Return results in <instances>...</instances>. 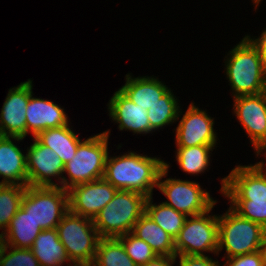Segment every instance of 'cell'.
I'll use <instances>...</instances> for the list:
<instances>
[{
    "instance_id": "1",
    "label": "cell",
    "mask_w": 266,
    "mask_h": 266,
    "mask_svg": "<svg viewBox=\"0 0 266 266\" xmlns=\"http://www.w3.org/2000/svg\"><path fill=\"white\" fill-rule=\"evenodd\" d=\"M164 167L165 162L159 158L129 152L118 157L108 156L103 178L117 190L135 191L150 197Z\"/></svg>"
},
{
    "instance_id": "2",
    "label": "cell",
    "mask_w": 266,
    "mask_h": 266,
    "mask_svg": "<svg viewBox=\"0 0 266 266\" xmlns=\"http://www.w3.org/2000/svg\"><path fill=\"white\" fill-rule=\"evenodd\" d=\"M147 197L139 192L117 190L112 200L93 219L101 238H117L132 232L145 213Z\"/></svg>"
},
{
    "instance_id": "3",
    "label": "cell",
    "mask_w": 266,
    "mask_h": 266,
    "mask_svg": "<svg viewBox=\"0 0 266 266\" xmlns=\"http://www.w3.org/2000/svg\"><path fill=\"white\" fill-rule=\"evenodd\" d=\"M228 55L230 57L225 61L226 75L234 91V97L263 93L266 74L259 52L253 43L245 36Z\"/></svg>"
},
{
    "instance_id": "4",
    "label": "cell",
    "mask_w": 266,
    "mask_h": 266,
    "mask_svg": "<svg viewBox=\"0 0 266 266\" xmlns=\"http://www.w3.org/2000/svg\"><path fill=\"white\" fill-rule=\"evenodd\" d=\"M110 131L94 135L82 141L76 153L64 166L66 177L62 178V188L69 190L81 183H87L103 178L108 153V138ZM70 182V183H69Z\"/></svg>"
},
{
    "instance_id": "5",
    "label": "cell",
    "mask_w": 266,
    "mask_h": 266,
    "mask_svg": "<svg viewBox=\"0 0 266 266\" xmlns=\"http://www.w3.org/2000/svg\"><path fill=\"white\" fill-rule=\"evenodd\" d=\"M265 235L266 229L240 217L230 207L218 216V254L225 248L227 259L261 250Z\"/></svg>"
},
{
    "instance_id": "6",
    "label": "cell",
    "mask_w": 266,
    "mask_h": 266,
    "mask_svg": "<svg viewBox=\"0 0 266 266\" xmlns=\"http://www.w3.org/2000/svg\"><path fill=\"white\" fill-rule=\"evenodd\" d=\"M56 229L72 264L92 265L101 239L93 220L68 211Z\"/></svg>"
},
{
    "instance_id": "7",
    "label": "cell",
    "mask_w": 266,
    "mask_h": 266,
    "mask_svg": "<svg viewBox=\"0 0 266 266\" xmlns=\"http://www.w3.org/2000/svg\"><path fill=\"white\" fill-rule=\"evenodd\" d=\"M21 207L42 230L57 228L69 211L68 190L60 186H26Z\"/></svg>"
},
{
    "instance_id": "8",
    "label": "cell",
    "mask_w": 266,
    "mask_h": 266,
    "mask_svg": "<svg viewBox=\"0 0 266 266\" xmlns=\"http://www.w3.org/2000/svg\"><path fill=\"white\" fill-rule=\"evenodd\" d=\"M213 207L199 215L186 218L183 228L174 239L176 257L182 255L218 254V216L209 215Z\"/></svg>"
},
{
    "instance_id": "9",
    "label": "cell",
    "mask_w": 266,
    "mask_h": 266,
    "mask_svg": "<svg viewBox=\"0 0 266 266\" xmlns=\"http://www.w3.org/2000/svg\"><path fill=\"white\" fill-rule=\"evenodd\" d=\"M169 164L165 162L162 169L157 188L167 197L168 201L164 204L174 208L176 211L184 213L186 216L202 214L210 210L217 203L208 192H205L194 181L166 178L161 181L168 173Z\"/></svg>"
},
{
    "instance_id": "10",
    "label": "cell",
    "mask_w": 266,
    "mask_h": 266,
    "mask_svg": "<svg viewBox=\"0 0 266 266\" xmlns=\"http://www.w3.org/2000/svg\"><path fill=\"white\" fill-rule=\"evenodd\" d=\"M263 167L262 161L250 166H236L222 178L221 193L230 200L266 202V168Z\"/></svg>"
},
{
    "instance_id": "11",
    "label": "cell",
    "mask_w": 266,
    "mask_h": 266,
    "mask_svg": "<svg viewBox=\"0 0 266 266\" xmlns=\"http://www.w3.org/2000/svg\"><path fill=\"white\" fill-rule=\"evenodd\" d=\"M116 191L104 178L74 185L68 190L69 211L93 220Z\"/></svg>"
},
{
    "instance_id": "12",
    "label": "cell",
    "mask_w": 266,
    "mask_h": 266,
    "mask_svg": "<svg viewBox=\"0 0 266 266\" xmlns=\"http://www.w3.org/2000/svg\"><path fill=\"white\" fill-rule=\"evenodd\" d=\"M26 161L29 186H59L51 179L58 176L62 187L63 161L55 151L41 144L35 137L34 143L27 149Z\"/></svg>"
},
{
    "instance_id": "13",
    "label": "cell",
    "mask_w": 266,
    "mask_h": 266,
    "mask_svg": "<svg viewBox=\"0 0 266 266\" xmlns=\"http://www.w3.org/2000/svg\"><path fill=\"white\" fill-rule=\"evenodd\" d=\"M213 118L191 103L176 127V146L216 145Z\"/></svg>"
},
{
    "instance_id": "14",
    "label": "cell",
    "mask_w": 266,
    "mask_h": 266,
    "mask_svg": "<svg viewBox=\"0 0 266 266\" xmlns=\"http://www.w3.org/2000/svg\"><path fill=\"white\" fill-rule=\"evenodd\" d=\"M30 99V79L11 88L0 113V136H27L26 108Z\"/></svg>"
},
{
    "instance_id": "15",
    "label": "cell",
    "mask_w": 266,
    "mask_h": 266,
    "mask_svg": "<svg viewBox=\"0 0 266 266\" xmlns=\"http://www.w3.org/2000/svg\"><path fill=\"white\" fill-rule=\"evenodd\" d=\"M233 107L256 150L266 139V95L263 92L234 97Z\"/></svg>"
},
{
    "instance_id": "16",
    "label": "cell",
    "mask_w": 266,
    "mask_h": 266,
    "mask_svg": "<svg viewBox=\"0 0 266 266\" xmlns=\"http://www.w3.org/2000/svg\"><path fill=\"white\" fill-rule=\"evenodd\" d=\"M32 81L30 80V99L26 108L27 134L36 137L40 132L68 125V118L63 108L56 103L32 97Z\"/></svg>"
},
{
    "instance_id": "17",
    "label": "cell",
    "mask_w": 266,
    "mask_h": 266,
    "mask_svg": "<svg viewBox=\"0 0 266 266\" xmlns=\"http://www.w3.org/2000/svg\"><path fill=\"white\" fill-rule=\"evenodd\" d=\"M109 116L119 123V130H130L133 133H150L147 109L132 102L120 90L116 91L108 104Z\"/></svg>"
},
{
    "instance_id": "18",
    "label": "cell",
    "mask_w": 266,
    "mask_h": 266,
    "mask_svg": "<svg viewBox=\"0 0 266 266\" xmlns=\"http://www.w3.org/2000/svg\"><path fill=\"white\" fill-rule=\"evenodd\" d=\"M20 141L22 137L0 136V184L28 185L27 161L20 148L12 140Z\"/></svg>"
},
{
    "instance_id": "19",
    "label": "cell",
    "mask_w": 266,
    "mask_h": 266,
    "mask_svg": "<svg viewBox=\"0 0 266 266\" xmlns=\"http://www.w3.org/2000/svg\"><path fill=\"white\" fill-rule=\"evenodd\" d=\"M132 102L144 109H150L170 89L154 77L132 78L126 75V83L119 89Z\"/></svg>"
},
{
    "instance_id": "20",
    "label": "cell",
    "mask_w": 266,
    "mask_h": 266,
    "mask_svg": "<svg viewBox=\"0 0 266 266\" xmlns=\"http://www.w3.org/2000/svg\"><path fill=\"white\" fill-rule=\"evenodd\" d=\"M42 228L21 206L0 237L9 247L31 248Z\"/></svg>"
},
{
    "instance_id": "21",
    "label": "cell",
    "mask_w": 266,
    "mask_h": 266,
    "mask_svg": "<svg viewBox=\"0 0 266 266\" xmlns=\"http://www.w3.org/2000/svg\"><path fill=\"white\" fill-rule=\"evenodd\" d=\"M131 233L145 241L158 256H176L174 239L146 212L135 223Z\"/></svg>"
},
{
    "instance_id": "22",
    "label": "cell",
    "mask_w": 266,
    "mask_h": 266,
    "mask_svg": "<svg viewBox=\"0 0 266 266\" xmlns=\"http://www.w3.org/2000/svg\"><path fill=\"white\" fill-rule=\"evenodd\" d=\"M30 249L40 266H62L66 261L71 264L56 228L42 230Z\"/></svg>"
},
{
    "instance_id": "23",
    "label": "cell",
    "mask_w": 266,
    "mask_h": 266,
    "mask_svg": "<svg viewBox=\"0 0 266 266\" xmlns=\"http://www.w3.org/2000/svg\"><path fill=\"white\" fill-rule=\"evenodd\" d=\"M35 138L55 151L64 165L73 159L78 145L82 142L69 125L46 129Z\"/></svg>"
},
{
    "instance_id": "24",
    "label": "cell",
    "mask_w": 266,
    "mask_h": 266,
    "mask_svg": "<svg viewBox=\"0 0 266 266\" xmlns=\"http://www.w3.org/2000/svg\"><path fill=\"white\" fill-rule=\"evenodd\" d=\"M152 196L147 197L145 203V212L153 219L158 226L167 232L173 239L177 237L187 216L184 213L176 211L174 208L164 204H152Z\"/></svg>"
},
{
    "instance_id": "25",
    "label": "cell",
    "mask_w": 266,
    "mask_h": 266,
    "mask_svg": "<svg viewBox=\"0 0 266 266\" xmlns=\"http://www.w3.org/2000/svg\"><path fill=\"white\" fill-rule=\"evenodd\" d=\"M92 266H137L118 238H101Z\"/></svg>"
},
{
    "instance_id": "26",
    "label": "cell",
    "mask_w": 266,
    "mask_h": 266,
    "mask_svg": "<svg viewBox=\"0 0 266 266\" xmlns=\"http://www.w3.org/2000/svg\"><path fill=\"white\" fill-rule=\"evenodd\" d=\"M215 145H199L191 147H177L176 160L180 168L190 174L204 172L210 165V151Z\"/></svg>"
},
{
    "instance_id": "27",
    "label": "cell",
    "mask_w": 266,
    "mask_h": 266,
    "mask_svg": "<svg viewBox=\"0 0 266 266\" xmlns=\"http://www.w3.org/2000/svg\"><path fill=\"white\" fill-rule=\"evenodd\" d=\"M174 94L169 90L157 103L147 110L150 132L179 119L180 107Z\"/></svg>"
},
{
    "instance_id": "28",
    "label": "cell",
    "mask_w": 266,
    "mask_h": 266,
    "mask_svg": "<svg viewBox=\"0 0 266 266\" xmlns=\"http://www.w3.org/2000/svg\"><path fill=\"white\" fill-rule=\"evenodd\" d=\"M24 185L0 184V229H7L21 206L25 193Z\"/></svg>"
},
{
    "instance_id": "29",
    "label": "cell",
    "mask_w": 266,
    "mask_h": 266,
    "mask_svg": "<svg viewBox=\"0 0 266 266\" xmlns=\"http://www.w3.org/2000/svg\"><path fill=\"white\" fill-rule=\"evenodd\" d=\"M117 238L123 244L126 254L137 266L146 264L158 256L145 241L137 238L131 232Z\"/></svg>"
},
{
    "instance_id": "30",
    "label": "cell",
    "mask_w": 266,
    "mask_h": 266,
    "mask_svg": "<svg viewBox=\"0 0 266 266\" xmlns=\"http://www.w3.org/2000/svg\"><path fill=\"white\" fill-rule=\"evenodd\" d=\"M230 208L240 217L251 220L266 229V202L230 200Z\"/></svg>"
},
{
    "instance_id": "31",
    "label": "cell",
    "mask_w": 266,
    "mask_h": 266,
    "mask_svg": "<svg viewBox=\"0 0 266 266\" xmlns=\"http://www.w3.org/2000/svg\"><path fill=\"white\" fill-rule=\"evenodd\" d=\"M8 248L10 247L6 245L0 266H40L30 248L11 247V252L5 255Z\"/></svg>"
},
{
    "instance_id": "32",
    "label": "cell",
    "mask_w": 266,
    "mask_h": 266,
    "mask_svg": "<svg viewBox=\"0 0 266 266\" xmlns=\"http://www.w3.org/2000/svg\"><path fill=\"white\" fill-rule=\"evenodd\" d=\"M224 266H265L262 250L228 258Z\"/></svg>"
},
{
    "instance_id": "33",
    "label": "cell",
    "mask_w": 266,
    "mask_h": 266,
    "mask_svg": "<svg viewBox=\"0 0 266 266\" xmlns=\"http://www.w3.org/2000/svg\"><path fill=\"white\" fill-rule=\"evenodd\" d=\"M179 259V266H220L218 261L206 255H182Z\"/></svg>"
},
{
    "instance_id": "34",
    "label": "cell",
    "mask_w": 266,
    "mask_h": 266,
    "mask_svg": "<svg viewBox=\"0 0 266 266\" xmlns=\"http://www.w3.org/2000/svg\"><path fill=\"white\" fill-rule=\"evenodd\" d=\"M253 45L257 48L259 55H260V61L262 64V68L264 73L266 74V30H264L260 37L257 39H251L250 36H246Z\"/></svg>"
},
{
    "instance_id": "35",
    "label": "cell",
    "mask_w": 266,
    "mask_h": 266,
    "mask_svg": "<svg viewBox=\"0 0 266 266\" xmlns=\"http://www.w3.org/2000/svg\"><path fill=\"white\" fill-rule=\"evenodd\" d=\"M176 256H157L153 260L141 266H172L176 260Z\"/></svg>"
},
{
    "instance_id": "36",
    "label": "cell",
    "mask_w": 266,
    "mask_h": 266,
    "mask_svg": "<svg viewBox=\"0 0 266 266\" xmlns=\"http://www.w3.org/2000/svg\"><path fill=\"white\" fill-rule=\"evenodd\" d=\"M5 246H6L5 241L0 237V265H1L2 256L5 251Z\"/></svg>"
},
{
    "instance_id": "37",
    "label": "cell",
    "mask_w": 266,
    "mask_h": 266,
    "mask_svg": "<svg viewBox=\"0 0 266 266\" xmlns=\"http://www.w3.org/2000/svg\"><path fill=\"white\" fill-rule=\"evenodd\" d=\"M265 150L266 151V139L263 141V143L256 149V155H261V152ZM266 157V152H265ZM266 167V166H265Z\"/></svg>"
},
{
    "instance_id": "38",
    "label": "cell",
    "mask_w": 266,
    "mask_h": 266,
    "mask_svg": "<svg viewBox=\"0 0 266 266\" xmlns=\"http://www.w3.org/2000/svg\"><path fill=\"white\" fill-rule=\"evenodd\" d=\"M262 252H263V256H264V263H265V266H266V235H265V238L263 240V245H262Z\"/></svg>"
},
{
    "instance_id": "39",
    "label": "cell",
    "mask_w": 266,
    "mask_h": 266,
    "mask_svg": "<svg viewBox=\"0 0 266 266\" xmlns=\"http://www.w3.org/2000/svg\"><path fill=\"white\" fill-rule=\"evenodd\" d=\"M92 266V265H89V264H75V263H73V265H71V264H67V266Z\"/></svg>"
},
{
    "instance_id": "40",
    "label": "cell",
    "mask_w": 266,
    "mask_h": 266,
    "mask_svg": "<svg viewBox=\"0 0 266 266\" xmlns=\"http://www.w3.org/2000/svg\"><path fill=\"white\" fill-rule=\"evenodd\" d=\"M252 1H254V3H256V7L259 5V2L261 1V0H252Z\"/></svg>"
},
{
    "instance_id": "41",
    "label": "cell",
    "mask_w": 266,
    "mask_h": 266,
    "mask_svg": "<svg viewBox=\"0 0 266 266\" xmlns=\"http://www.w3.org/2000/svg\"><path fill=\"white\" fill-rule=\"evenodd\" d=\"M264 94L266 95V80H265V89H264Z\"/></svg>"
}]
</instances>
